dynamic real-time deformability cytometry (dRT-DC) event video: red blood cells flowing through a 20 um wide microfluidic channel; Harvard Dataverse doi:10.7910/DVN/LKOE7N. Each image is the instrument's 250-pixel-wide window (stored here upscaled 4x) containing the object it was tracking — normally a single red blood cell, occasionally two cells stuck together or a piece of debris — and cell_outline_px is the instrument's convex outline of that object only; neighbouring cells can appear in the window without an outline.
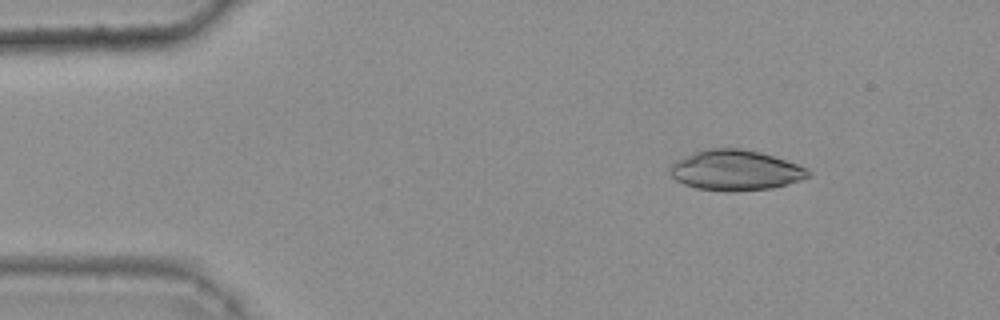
{"species": "common noctule bat (a hibernating species)", "species_latin": "Nyctalus noctula", "temperature_condition": "warm", "stored_images_in_passage": 40, "camera_frame_rate_fps": 3000, "um_per_image_px": 0.085, "animal": {"sex": "female", "body_mass_g": 25.1}, "frame": {"image": 1, "passage_image": 1, "time_ms": 0.0, "image_size_px": [1000, 320], "cell_outline_px": [[812, 176], [800, 180], [772, 188], [732, 192], [724, 192], [696, 188], [684, 184], [676, 180], [668, 172], [668, 168], [676, 160], [704, 148], [740, 148], [760, 152], [796, 164], [812, 172]], "centroid_in_image_um": [62.48, 14.48], "position_along_channel_um": 22.5, "area_um2": 32.6}}
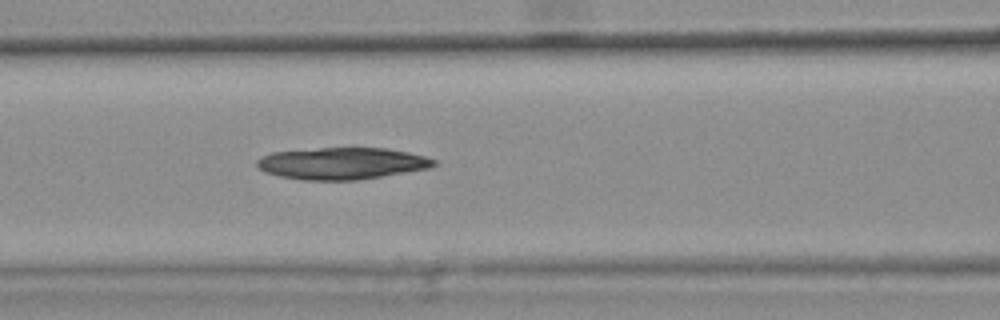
{"frame": {"image": 2, "passage_image": 16, "time_ms": 5.0, "image_size_px": [1000, 320], "cell_outline_px": [[436, 164], [428, 168], [356, 180], [304, 180], [280, 176], [268, 172], [260, 168], [256, 164], [256, 160], [260, 156], [272, 152], [320, 148], [384, 148], [408, 152], [424, 156], [436, 160]], "centroid_in_image_um": [29.03, 13.88], "position_along_channel_um": 137.6, "area_um2": 32.43}}
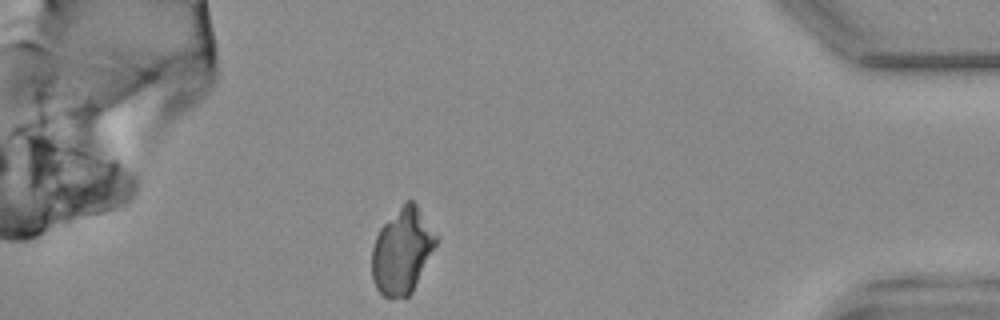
{"frame": {"image": 3, "passage_image": 40, "time_ms": 13.0, "image_size_px": [1000, 320], "cell_outline_px": [[436, 244], [412, 292], [408, 296], [384, 296], [376, 288], [372, 280], [372, 248], [376, 236], [380, 228], [404, 200], [412, 200], [416, 204], [436, 236]], "centroid_in_image_um": [34.15, 21.31], "position_along_channel_um": 401.1, "area_um2": 31.39}}